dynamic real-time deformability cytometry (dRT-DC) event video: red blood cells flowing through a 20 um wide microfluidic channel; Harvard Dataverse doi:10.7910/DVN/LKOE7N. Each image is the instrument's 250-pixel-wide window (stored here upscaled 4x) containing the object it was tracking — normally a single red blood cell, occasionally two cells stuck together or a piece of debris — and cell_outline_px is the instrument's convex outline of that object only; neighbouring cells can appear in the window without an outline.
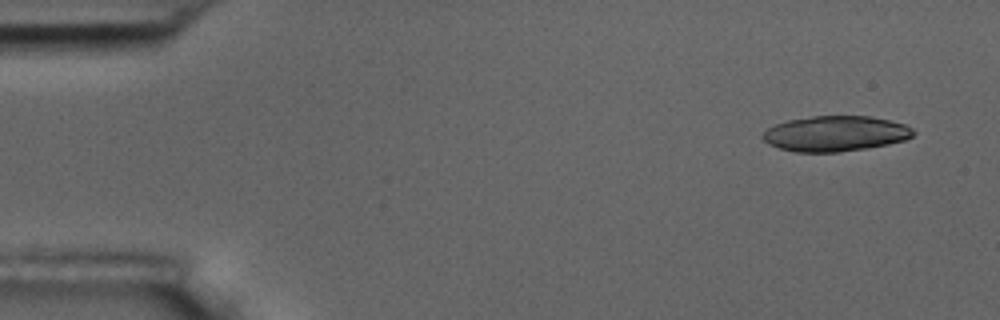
{"species": "common noctule bat (a hibernating species)", "species_latin": "Nyctalus noctula", "temperature_condition": "room temperature", "stored_images_in_passage": 7, "camera_frame_rate_fps": 3000, "um_per_image_px": 0.085, "animal": {"sex": "male", "body_mass_g": 17.5, "forearm_length_mm": 52.3}, "frame": {"image": 1, "passage_image": 1, "time_ms": 0.0, "image_size_px": [1000, 320], "cell_outline_px": [[916, 132], [912, 136], [904, 140], [888, 144], [868, 148], [840, 152], [796, 152], [780, 148], [768, 144], [760, 136], [768, 128], [776, 124], [788, 120], [812, 116], [868, 116], [888, 120], [904, 124], [912, 128]], "centroid_in_image_um": [71.0, 11.36], "position_along_channel_um": 14.0, "area_um2": 31.04}}
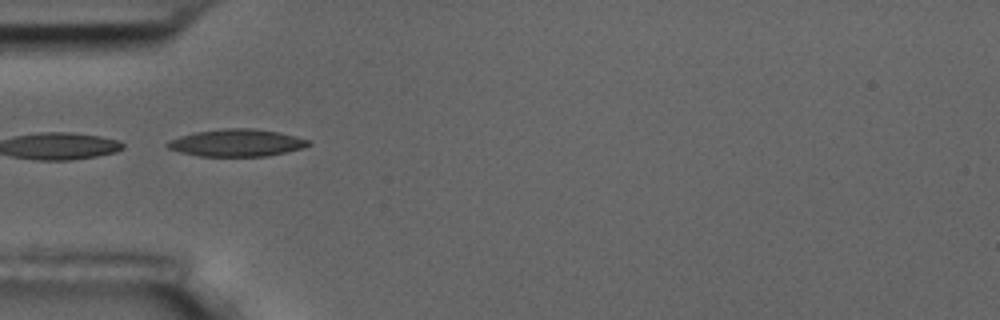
{"frame": {"image": 2, "passage_image": 5, "time_ms": 4.667, "image_size_px": [1000, 320], "cell_outline_px": [[312, 144], [304, 148], [268, 156], [200, 156], [180, 152], [168, 148], [164, 144], [180, 136], [196, 132], [224, 128], [252, 128], [280, 132], [312, 140]], "centroid_in_image_um": [20.19, 12.14], "position_along_channel_um": 64.8, "area_um2": 22.48}}